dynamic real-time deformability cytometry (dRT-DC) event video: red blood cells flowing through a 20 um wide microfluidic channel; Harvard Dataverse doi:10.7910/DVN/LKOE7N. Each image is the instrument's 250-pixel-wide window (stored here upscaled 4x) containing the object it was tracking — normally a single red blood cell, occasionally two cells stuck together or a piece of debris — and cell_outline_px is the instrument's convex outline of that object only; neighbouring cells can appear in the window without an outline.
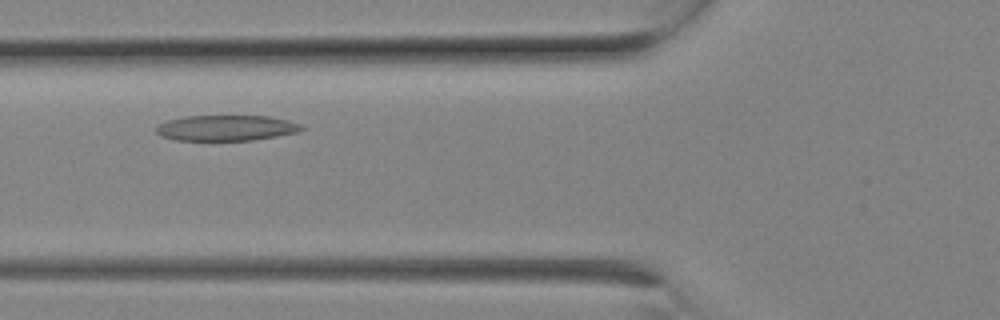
{"species": "Egyptian fruit bat (a non-hibernating species)", "species_latin": "Rousettus aegyptiacus", "temperature_condition": "room temperature", "stored_images_in_passage": 3, "camera_frame_rate_fps": 3000, "um_per_image_px": 0.085, "animal": {"sex": "female"}, "frame": {"image": 1, "passage_image": 2, "time_ms": 0.333, "image_size_px": [1000, 320], "cell_outline_px": [[304, 128], [296, 132], [276, 136], [252, 140], [172, 140], [160, 136], [156, 132], [156, 128], [160, 124], [168, 120], [184, 116], [268, 116], [288, 120], [300, 124]], "centroid_in_image_um": [19.19, 10.87], "position_along_channel_um": 106.6, "area_um2": 21.56}}
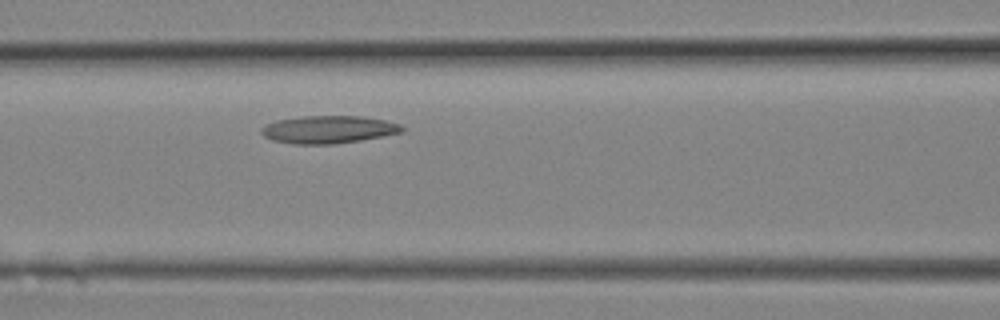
{"frame": {"image": 2, "passage_image": 3, "time_ms": 0.667, "image_size_px": [1000, 320], "cell_outline_px": [[404, 132], [360, 140], [336, 144], [292, 144], [272, 140], [264, 136], [260, 132], [260, 128], [276, 120], [300, 116], [360, 116], [384, 120], [400, 124], [404, 128]], "centroid_in_image_um": [27.9, 11.01], "position_along_channel_um": 138.7, "area_um2": 22.72}}